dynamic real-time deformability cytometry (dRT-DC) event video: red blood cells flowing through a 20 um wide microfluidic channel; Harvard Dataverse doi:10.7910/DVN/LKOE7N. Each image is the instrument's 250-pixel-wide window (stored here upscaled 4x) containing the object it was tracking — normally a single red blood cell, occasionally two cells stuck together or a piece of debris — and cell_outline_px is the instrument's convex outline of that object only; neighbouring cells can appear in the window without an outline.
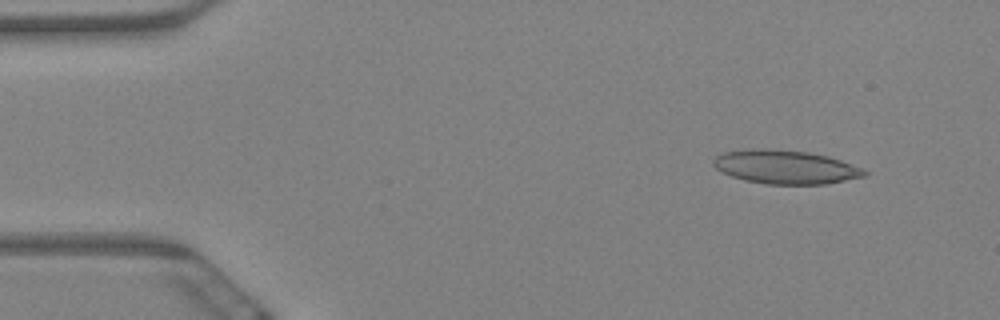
{"species": "Egyptian fruit bat (a non-hibernating species)", "species_latin": "Rousettus aegyptiacus", "temperature_condition": "warm", "stored_images_in_passage": 5, "camera_frame_rate_fps": 3000, "um_per_image_px": 0.085, "animal": {"sex": "female"}, "frame": {"image": 1, "passage_image": 2, "time_ms": 0.333, "image_size_px": [1000, 320], "cell_outline_px": [[868, 172], [864, 176], [824, 184], [768, 184], [744, 180], [720, 172], [712, 164], [712, 160], [716, 156], [724, 152], [752, 148], [768, 148], [808, 152], [828, 156], [864, 168]], "centroid_in_image_um": [66.73, 14.18], "position_along_channel_um": 18.3, "area_um2": 29.71}}
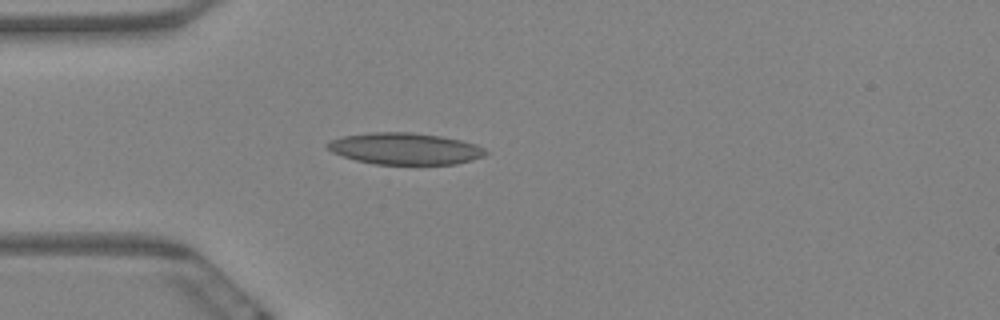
{"frame": {"image": 2, "passage_image": 5, "time_ms": 1.333, "image_size_px": [1000, 320], "cell_outline_px": [[488, 152], [484, 156], [472, 160], [456, 164], [372, 164], [356, 160], [332, 152], [324, 144], [328, 140], [340, 136], [368, 132], [412, 132], [440, 136], [460, 140], [476, 144], [484, 148]], "centroid_in_image_um": [34.39, 12.63], "position_along_channel_um": 50.6, "area_um2": 29.36}}